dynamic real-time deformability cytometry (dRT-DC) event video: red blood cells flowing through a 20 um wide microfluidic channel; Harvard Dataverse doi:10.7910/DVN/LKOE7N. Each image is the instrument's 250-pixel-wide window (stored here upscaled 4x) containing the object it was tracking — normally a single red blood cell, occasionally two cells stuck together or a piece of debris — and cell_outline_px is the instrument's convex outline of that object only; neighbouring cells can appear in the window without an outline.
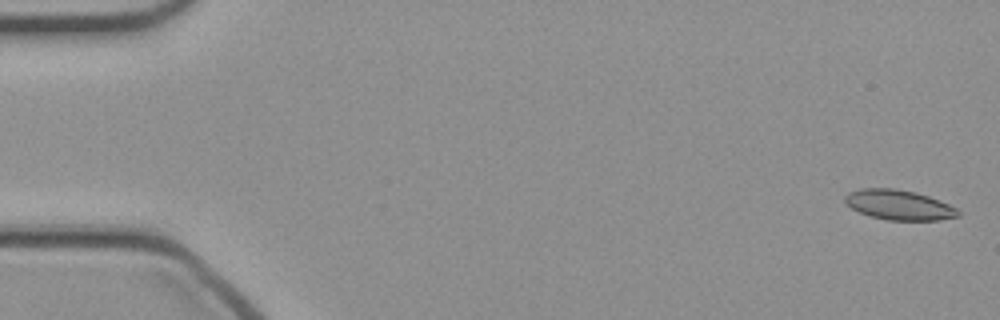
{"species": "common noctule bat (a hibernating species)", "species_latin": "Nyctalus noctula", "temperature_condition": "cold", "stored_images_in_passage": 47, "camera_frame_rate_fps": 3000, "um_per_image_px": 0.085, "animal": {"sex": "female", "body_mass_g": 21.9}, "frame": {"image": 1, "passage_image": 1, "time_ms": 0.0, "image_size_px": [1000, 320], "cell_outline_px": [[960, 216], [940, 220], [888, 220], [872, 216], [860, 212], [852, 208], [844, 200], [844, 196], [848, 192], [860, 188], [892, 188], [916, 192], [928, 196], [948, 204], [956, 208], [960, 212]], "centroid_in_image_um": [76.41, 17.41], "position_along_channel_um": 8.6, "area_um2": 19.65}}
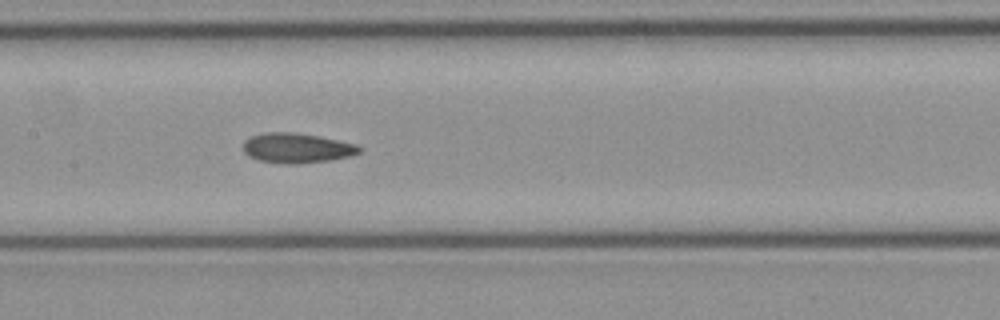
{"frame": {"image": 2, "passage_image": 23, "time_ms": 7.333, "image_size_px": [1000, 320], "cell_outline_px": [[364, 148], [360, 152], [352, 156], [332, 160], [300, 164], [284, 164], [260, 160], [248, 156], [244, 152], [244, 140], [252, 136], [264, 132], [292, 132], [320, 136], [356, 144]], "centroid_in_image_um": [25.27, 12.59], "position_along_channel_um": 182.1, "area_um2": 20.46}}
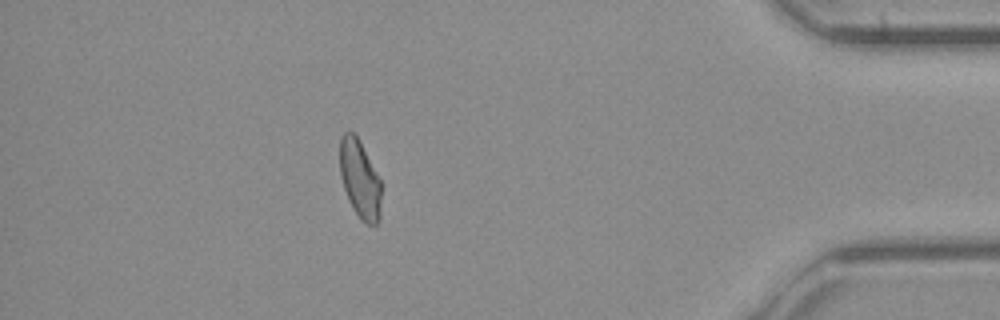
{"frame": {"image": 3, "passage_image": 42, "time_ms": 13.667, "image_size_px": [1000, 320], "cell_outline_px": [[380, 220], [376, 224], [368, 224], [356, 212], [348, 200], [340, 176], [340, 136], [344, 132], [352, 132], [356, 136], [380, 180]], "centroid_in_image_um": [30.56, 15.23], "position_along_channel_um": 404.6, "area_um2": 18.26}}